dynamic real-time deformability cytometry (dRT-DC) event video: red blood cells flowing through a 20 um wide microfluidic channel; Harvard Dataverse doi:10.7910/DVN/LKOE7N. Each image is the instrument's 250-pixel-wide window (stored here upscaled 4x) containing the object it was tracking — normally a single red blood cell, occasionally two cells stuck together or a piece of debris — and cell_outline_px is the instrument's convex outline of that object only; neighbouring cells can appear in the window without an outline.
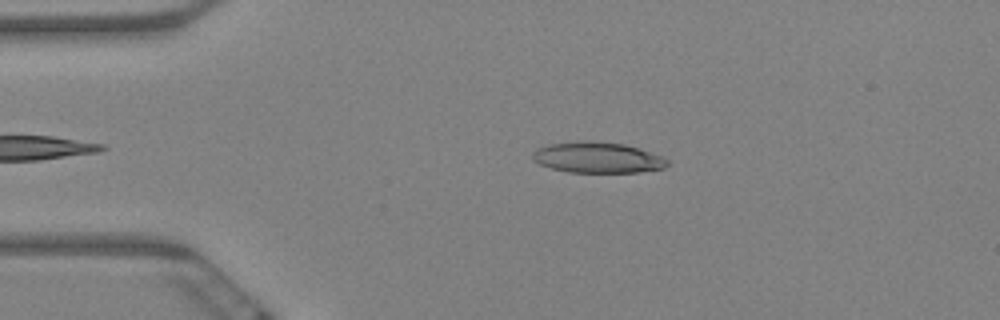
{"species": "Egyptian fruit bat (a non-hibernating species)", "species_latin": "Rousettus aegyptiacus", "temperature_condition": "warm", "stored_images_in_passage": 4, "camera_frame_rate_fps": 3000, "um_per_image_px": 0.085, "animal": {"sex": "female"}, "frame": {"image": 1, "passage_image": 1, "time_ms": 0.0, "image_size_px": [1000, 320], "cell_outline_px": [[668, 164], [664, 168], [640, 172], [568, 172], [552, 168], [540, 164], [532, 160], [532, 152], [536, 148], [548, 144], [576, 140], [588, 140], [624, 144], [660, 156], [668, 160]], "centroid_in_image_um": [50.72, 13.38], "position_along_channel_um": 34.3, "area_um2": 24.22}}
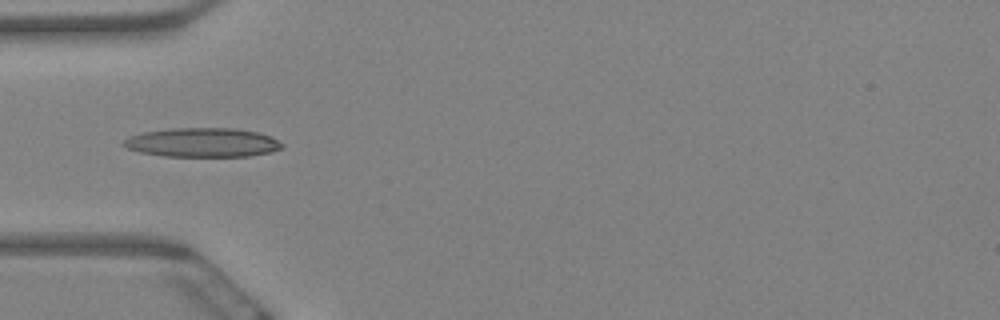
{"frame": {"image": 2, "passage_image": 3, "time_ms": 0.667, "image_size_px": [1000, 320], "cell_outline_px": [[284, 148], [268, 152], [248, 156], [164, 156], [140, 152], [128, 148], [120, 144], [128, 136], [144, 132], [172, 128], [236, 128], [256, 132], [268, 136], [284, 144]], "centroid_in_image_um": [17.18, 12.11], "position_along_channel_um": 67.8, "area_um2": 26.76}}
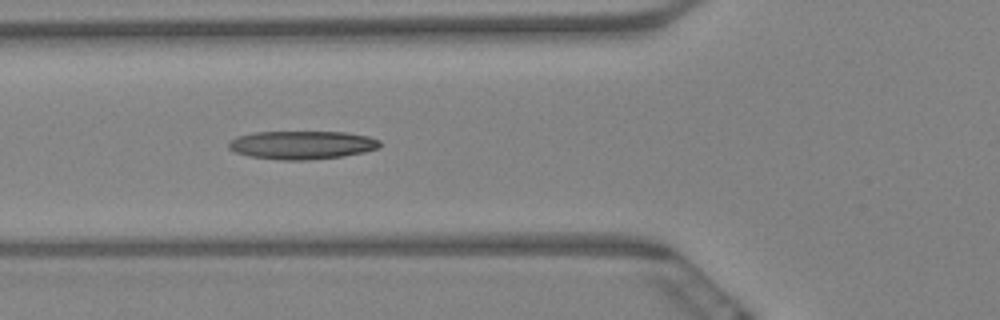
{"frame": {"image": 3, "passage_image": 4, "time_ms": 1.0, "image_size_px": [1000, 320], "cell_outline_px": [[380, 148], [364, 152], [344, 156], [308, 160], [280, 160], [248, 156], [236, 152], [228, 148], [228, 140], [236, 136], [256, 132], [344, 132], [368, 136], [380, 140]], "centroid_in_image_um": [25.65, 12.32], "position_along_channel_um": 100.1, "area_um2": 25.14}}